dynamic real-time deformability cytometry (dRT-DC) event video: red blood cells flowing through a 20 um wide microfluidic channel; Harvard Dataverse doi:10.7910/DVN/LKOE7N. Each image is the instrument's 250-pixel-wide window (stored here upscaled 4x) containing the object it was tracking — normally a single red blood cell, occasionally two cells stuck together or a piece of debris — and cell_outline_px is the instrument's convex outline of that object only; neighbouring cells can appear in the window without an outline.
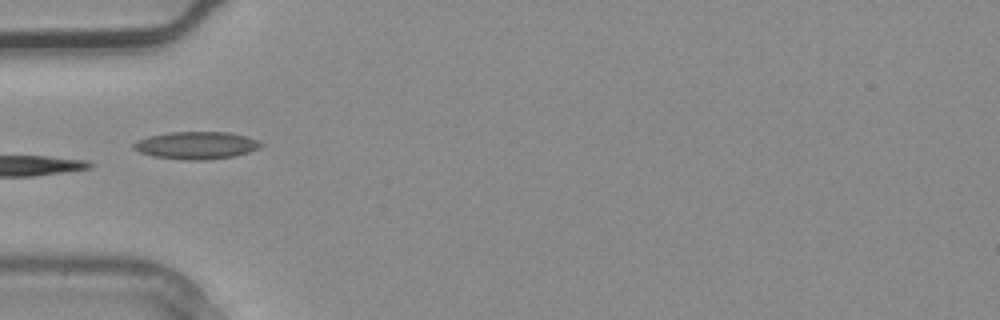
{"species": "common noctule bat (a hibernating species)", "species_latin": "Nyctalus noctula", "temperature_condition": "warm", "stored_images_in_passage": 2, "camera_frame_rate_fps": 3000, "um_per_image_px": 0.085, "animal": {"sex": "male", "body_mass_g": 20.4}, "frame": {"image": 1, "passage_image": 2, "time_ms": 0.333, "image_size_px": [1000, 320], "cell_outline_px": [[264, 144], [260, 148], [248, 152], [232, 156], [204, 160], [184, 160], [152, 156], [140, 152], [132, 148], [132, 144], [136, 140], [148, 136], [168, 132], [228, 132], [260, 140]], "centroid_in_image_um": [16.66, 12.35], "position_along_channel_um": 68.3, "area_um2": 20.46}}